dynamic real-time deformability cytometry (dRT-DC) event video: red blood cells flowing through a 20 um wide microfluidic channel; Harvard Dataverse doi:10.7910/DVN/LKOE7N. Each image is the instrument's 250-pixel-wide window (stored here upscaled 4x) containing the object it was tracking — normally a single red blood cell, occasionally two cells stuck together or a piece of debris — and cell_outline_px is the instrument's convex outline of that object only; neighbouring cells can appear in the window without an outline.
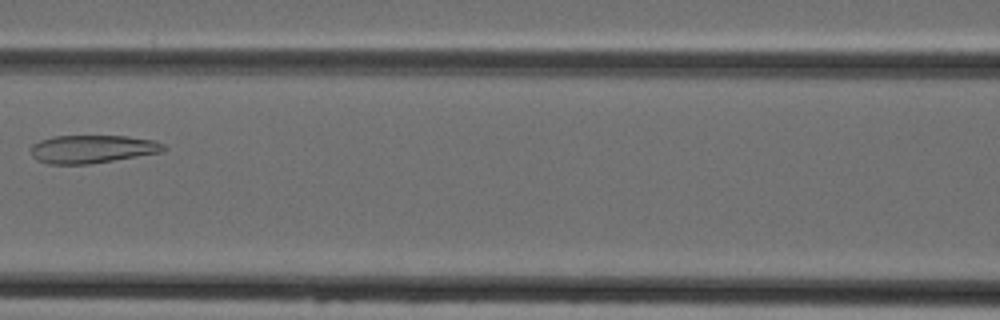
{"species": "Egyptian fruit bat (a non-hibernating species)", "species_latin": "Rousettus aegyptiacus", "temperature_condition": "cold", "stored_images_in_passage": 6, "camera_frame_rate_fps": 3000, "um_per_image_px": 0.085, "animal": {"sex": "female"}, "frame": {"image": 1, "passage_image": 6, "time_ms": 5.667, "image_size_px": [1000, 320], "cell_outline_px": [[168, 148], [164, 152], [88, 164], [48, 164], [36, 160], [32, 156], [32, 144], [40, 140], [52, 136], [128, 136], [152, 140], [164, 144]], "centroid_in_image_um": [7.86, 12.67], "position_along_channel_um": 158.7, "area_um2": 21.79}}